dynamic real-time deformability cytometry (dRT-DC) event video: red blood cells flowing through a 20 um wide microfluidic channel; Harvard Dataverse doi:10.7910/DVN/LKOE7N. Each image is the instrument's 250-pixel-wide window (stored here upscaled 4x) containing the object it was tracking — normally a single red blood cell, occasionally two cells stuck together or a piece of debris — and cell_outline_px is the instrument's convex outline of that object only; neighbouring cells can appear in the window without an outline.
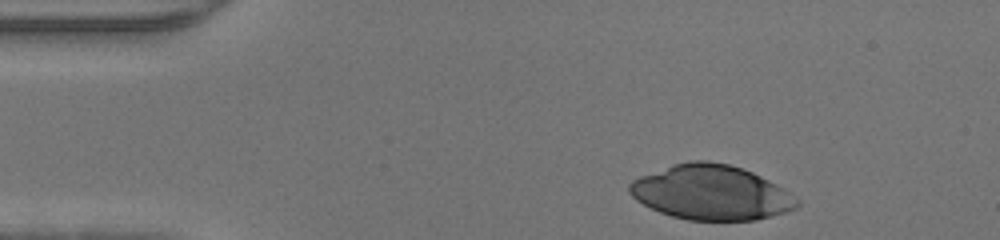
{"species": "human", "species_latin": "Homo sapiens", "temperature_condition": "warm", "stored_images_in_passage": 32, "camera_frame_rate_fps": 3000, "um_per_image_px": 0.085, "donor": {"sex": "male"}, "frame": {"image": 1, "passage_image": 1, "time_ms": 0.0, "image_size_px": [1000, 240], "cell_outline_px": [[800, 204], [796, 208], [784, 212], [756, 220], [688, 220], [672, 216], [660, 212], [636, 200], [628, 192], [628, 184], [632, 180], [640, 176], [672, 164], [688, 160], [708, 160], [728, 164], [752, 172], [776, 184], [800, 200]], "centroid_in_image_um": [60.42, 16.35], "position_along_channel_um": 24.6, "area_um2": 53.35}}
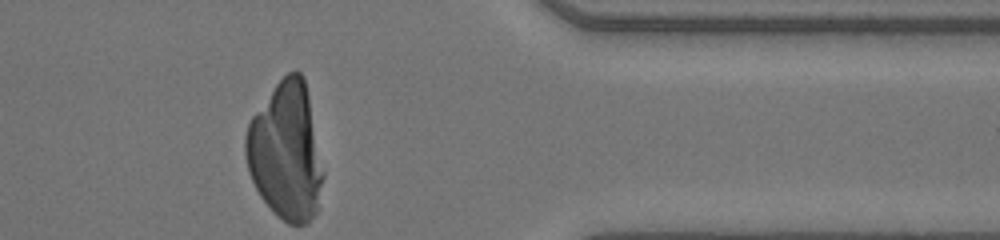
{"frame": {"image": 2, "passage_image": 32, "time_ms": 10.333, "image_size_px": [1000, 240], "cell_outline_px": [[324, 176], [320, 208], [308, 224], [288, 224], [260, 196], [248, 172], [244, 156], [244, 140], [248, 124], [252, 116], [276, 84], [288, 72], [296, 68], [304, 76], [324, 172]], "centroid_in_image_um": [24.32, 12.89], "position_along_channel_um": 387.1, "area_um2": 62.31}}